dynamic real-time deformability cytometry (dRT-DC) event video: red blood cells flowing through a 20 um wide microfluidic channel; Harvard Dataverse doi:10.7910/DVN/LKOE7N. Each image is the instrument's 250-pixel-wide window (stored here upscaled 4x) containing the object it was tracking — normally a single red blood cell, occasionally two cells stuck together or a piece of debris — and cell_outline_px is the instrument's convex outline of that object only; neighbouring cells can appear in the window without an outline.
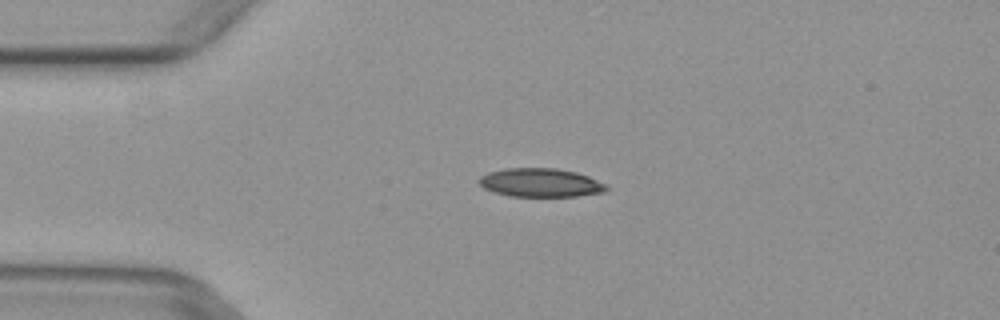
{"species": "common noctule bat (a hibernating species)", "species_latin": "Nyctalus noctula", "temperature_condition": "warm", "stored_images_in_passage": 3, "camera_frame_rate_fps": 3000, "um_per_image_px": 0.085, "animal": {"sex": "female", "body_mass_g": 29.2, "forearm_length_mm": 56.3}, "frame": {"image": 1, "passage_image": 2, "time_ms": 0.333, "image_size_px": [1000, 320], "cell_outline_px": [[612, 188], [604, 192], [576, 196], [512, 196], [492, 192], [484, 188], [476, 180], [480, 176], [488, 172], [504, 168], [556, 168], [576, 172], [588, 176]], "centroid_in_image_um": [45.92, 15.52], "position_along_channel_um": 39.1, "area_um2": 21.33}}